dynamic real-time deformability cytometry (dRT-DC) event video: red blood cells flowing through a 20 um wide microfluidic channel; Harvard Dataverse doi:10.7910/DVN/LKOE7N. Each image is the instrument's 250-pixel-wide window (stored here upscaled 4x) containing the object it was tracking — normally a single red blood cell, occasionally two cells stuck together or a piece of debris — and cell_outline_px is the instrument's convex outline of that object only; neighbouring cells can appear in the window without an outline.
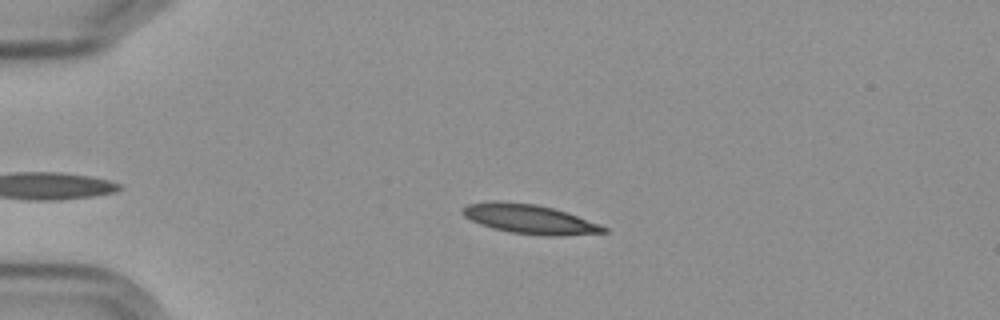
{"species": "Egyptian fruit bat (a non-hibernating species)", "species_latin": "Rousettus aegyptiacus", "temperature_condition": "cold", "stored_images_in_passage": 4, "camera_frame_rate_fps": 3000, "um_per_image_px": 0.085, "frame": {"image": 1, "passage_image": 3, "time_ms": 2.333, "image_size_px": [1000, 320], "cell_outline_px": [[608, 232], [552, 236], [548, 236], [512, 232], [492, 228], [480, 224], [464, 216], [460, 212], [460, 208], [468, 204], [492, 200], [536, 204], [552, 208], [600, 224], [608, 228]], "centroid_in_image_um": [44.95, 18.61], "position_along_channel_um": 40.0, "area_um2": 23.87}}